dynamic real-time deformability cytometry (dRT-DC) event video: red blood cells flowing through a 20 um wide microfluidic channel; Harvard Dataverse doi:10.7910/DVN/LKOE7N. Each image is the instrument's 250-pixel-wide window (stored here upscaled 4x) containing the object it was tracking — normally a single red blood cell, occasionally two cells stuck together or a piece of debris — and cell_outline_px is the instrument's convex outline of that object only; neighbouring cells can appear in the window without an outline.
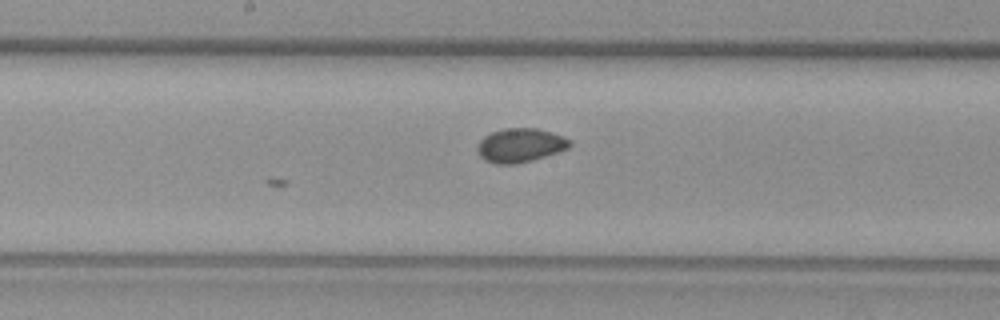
{"species": "common noctule bat (a hibernating species)", "species_latin": "Nyctalus noctula", "temperature_condition": "warm", "stored_images_in_passage": 11, "camera_frame_rate_fps": 3000, "um_per_image_px": 0.085, "animal": {"sex": "female", "body_mass_g": 29.2, "forearm_length_mm": 56.3}, "frame": {"image": 1, "passage_image": 11, "time_ms": 3.333, "image_size_px": [1000, 320], "cell_outline_px": [[572, 144], [568, 148], [532, 160], [516, 164], [496, 164], [484, 160], [480, 156], [476, 148], [480, 140], [484, 136], [492, 132], [504, 128], [536, 128], [552, 132], [564, 136], [572, 140]], "centroid_in_image_um": [44.22, 12.34], "position_along_channel_um": 204.0, "area_um2": 18.32}}